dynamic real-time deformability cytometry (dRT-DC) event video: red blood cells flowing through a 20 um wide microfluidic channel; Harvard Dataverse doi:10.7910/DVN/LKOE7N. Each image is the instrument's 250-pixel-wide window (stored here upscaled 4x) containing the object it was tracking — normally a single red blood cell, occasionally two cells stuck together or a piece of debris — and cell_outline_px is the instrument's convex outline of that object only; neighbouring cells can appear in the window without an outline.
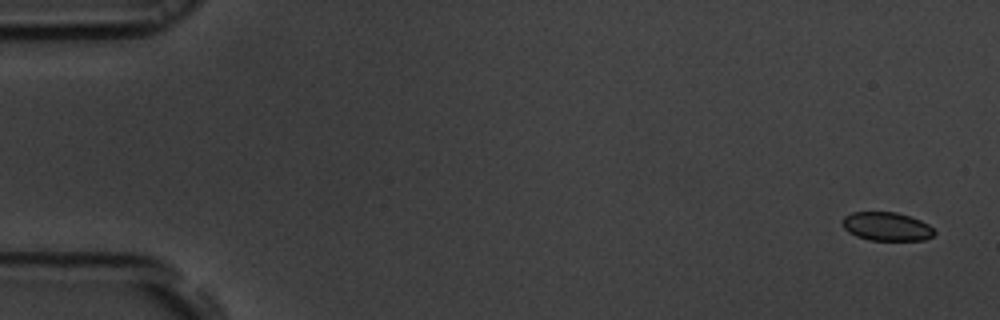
{"species": "common noctule bat (a hibernating species)", "species_latin": "Nyctalus noctula", "temperature_condition": "room temperature", "stored_images_in_passage": 55, "camera_frame_rate_fps": 3000, "um_per_image_px": 0.085, "animal": {"sex": "male", "body_mass_g": 19.5, "forearm_length_mm": 54.6}, "frame": {"image": 1, "passage_image": 1, "time_ms": 0.0, "image_size_px": [1000, 320], "cell_outline_px": [[936, 232], [932, 236], [924, 240], [868, 240], [856, 236], [848, 232], [840, 224], [844, 216], [852, 212], [896, 212], [920, 220], [928, 224]], "centroid_in_image_um": [75.33, 19.25], "position_along_channel_um": 9.7, "area_um2": 15.37}}
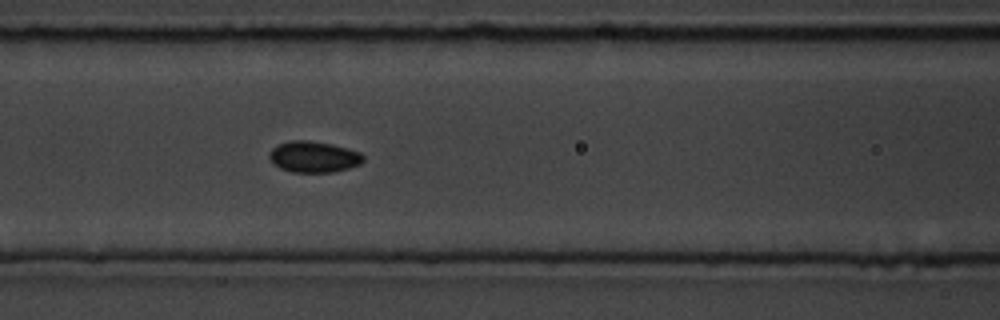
{"frame": {"image": 2, "passage_image": 23, "time_ms": 7.333, "image_size_px": [1000, 320], "cell_outline_px": [[364, 160], [360, 164], [348, 168], [332, 172], [292, 172], [280, 168], [268, 156], [272, 148], [288, 140], [308, 140], [332, 144], [348, 148], [360, 152], [364, 156]], "centroid_in_image_um": [26.69, 13.32], "position_along_channel_um": 139.9, "area_um2": 16.99}}
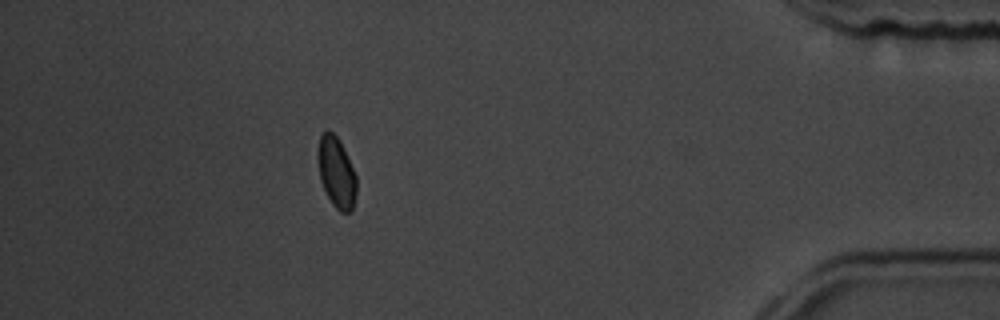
{"frame": {"image": 3, "passage_image": 49, "time_ms": 16.0, "image_size_px": [1000, 320], "cell_outline_px": [[356, 196], [352, 212], [340, 212], [332, 204], [320, 180], [316, 156], [316, 152], [320, 136], [324, 132], [332, 132], [336, 136], [356, 176]], "centroid_in_image_um": [28.57, 14.7], "position_along_channel_um": 406.6, "area_um2": 15.72}, "authors_computed_cell_mechanics": {"area_um2": 16.473, "velocity_mm_per_s": 3.6606, "shape_relaxation_time_tau1_ms": 3.4818, "shape_relaxation_time_tau2_ms": 4.6282, "deformation_change_tau1": 0.061, "deformation_change_tau2": 0.0592}}